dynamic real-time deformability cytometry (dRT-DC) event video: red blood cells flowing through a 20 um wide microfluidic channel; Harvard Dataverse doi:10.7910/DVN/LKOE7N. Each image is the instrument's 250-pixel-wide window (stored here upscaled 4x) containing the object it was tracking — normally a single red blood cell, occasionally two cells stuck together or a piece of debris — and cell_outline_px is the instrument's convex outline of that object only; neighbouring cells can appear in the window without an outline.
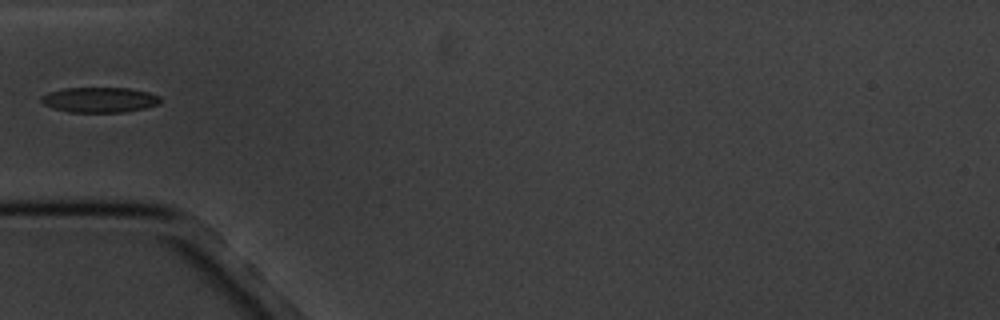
{"species": "common noctule bat (a hibernating species)", "species_latin": "Nyctalus noctula", "temperature_condition": "cold", "stored_images_in_passage": 5, "camera_frame_rate_fps": 3000, "um_per_image_px": 0.085, "animal": {"sex": "male", "body_mass_g": 20.1, "forearm_length_mm": 53.5}, "frame": {"image": 1, "passage_image": 5, "time_ms": 5.667, "image_size_px": [1000, 320], "cell_outline_px": [[160, 104], [144, 108], [124, 112], [68, 112], [52, 108], [44, 104], [40, 100], [40, 96], [48, 92], [64, 88], [132, 88], [148, 92], [160, 96]], "centroid_in_image_um": [8.45, 8.48], "position_along_channel_um": 76.6, "area_um2": 17.63}}